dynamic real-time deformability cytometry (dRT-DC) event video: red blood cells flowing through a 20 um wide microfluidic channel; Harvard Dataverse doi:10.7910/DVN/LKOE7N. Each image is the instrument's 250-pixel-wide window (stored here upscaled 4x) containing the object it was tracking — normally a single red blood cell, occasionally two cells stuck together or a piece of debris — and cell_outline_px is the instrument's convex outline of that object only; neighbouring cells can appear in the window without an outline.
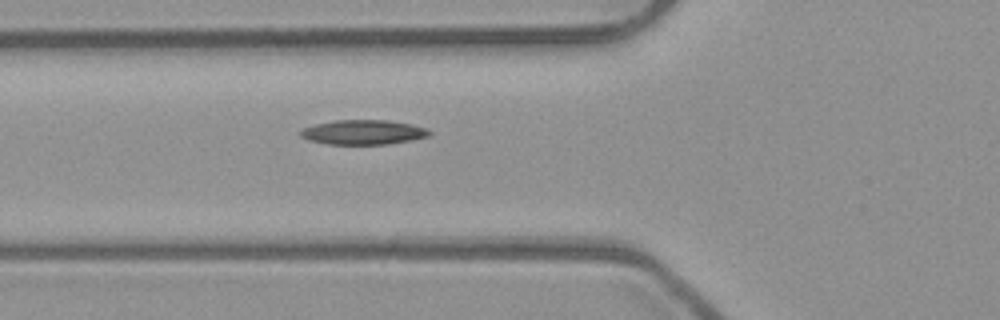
{"species": "common noctule bat (a hibernating species)", "species_latin": "Nyctalus noctula", "temperature_condition": "room temperature", "stored_images_in_passage": 3, "camera_frame_rate_fps": 3000, "um_per_image_px": 0.085, "animal": {"sex": "male", "body_mass_g": 23.1, "forearm_length_mm": 52.7}, "frame": {"image": 1, "passage_image": 3, "time_ms": 0.667, "image_size_px": [1000, 320], "cell_outline_px": [[432, 132], [428, 136], [412, 140], [384, 144], [328, 144], [308, 140], [300, 136], [300, 132], [304, 128], [316, 124], [332, 120], [388, 120], [412, 124], [424, 128]], "centroid_in_image_um": [30.86, 11.23], "position_along_channel_um": 94.9, "area_um2": 18.38}}